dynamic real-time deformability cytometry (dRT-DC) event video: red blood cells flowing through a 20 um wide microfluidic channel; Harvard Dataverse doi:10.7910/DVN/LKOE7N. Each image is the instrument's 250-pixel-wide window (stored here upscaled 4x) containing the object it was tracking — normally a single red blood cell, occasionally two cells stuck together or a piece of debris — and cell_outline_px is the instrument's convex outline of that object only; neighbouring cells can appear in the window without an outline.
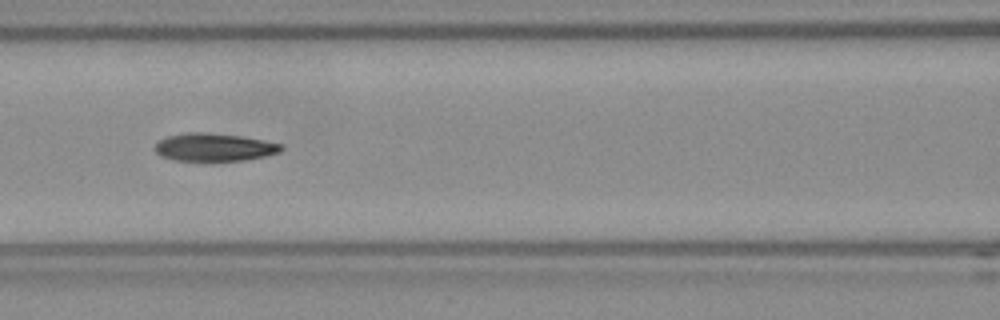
{"species": "Egyptian fruit bat (a non-hibernating species)", "species_latin": "Rousettus aegyptiacus", "temperature_condition": "room temperature", "stored_images_in_passage": 37, "camera_frame_rate_fps": 3000, "um_per_image_px": 0.085, "frame": {"image": 1, "passage_image": 11, "time_ms": 3.333, "image_size_px": [1000, 320], "cell_outline_px": [[284, 148], [280, 152], [264, 156], [244, 160], [212, 164], [176, 160], [160, 156], [152, 148], [160, 140], [168, 136], [184, 132], [208, 132], [240, 136], [264, 140], [280, 144]], "centroid_in_image_um": [18.16, 12.55], "position_along_channel_um": 148.4, "area_um2": 21.39}, "authors_computed_cell_mechanics": {"area_um2": 20.5768, "velocity_mm_per_s": 3.7866, "shape_relaxation_time_tau1_ms": 5.5115, "shape_relaxation_time_tau2_ms": 8.3286, "deformation_change_tau1": 0.1825, "deformation_change_tau2": 0.161}}